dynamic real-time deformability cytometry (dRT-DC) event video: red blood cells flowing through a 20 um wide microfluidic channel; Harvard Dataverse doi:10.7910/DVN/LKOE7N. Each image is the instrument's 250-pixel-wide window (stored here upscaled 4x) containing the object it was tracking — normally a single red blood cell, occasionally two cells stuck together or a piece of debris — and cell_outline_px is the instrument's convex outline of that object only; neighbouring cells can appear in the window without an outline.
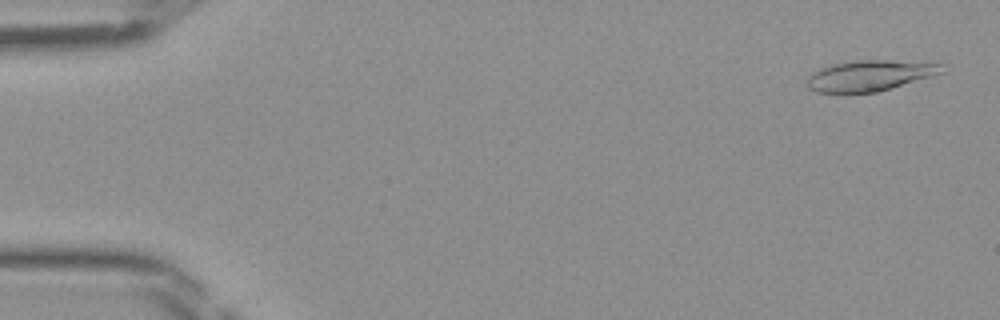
{"species": "Egyptian fruit bat (a non-hibernating species)", "species_latin": "Rousettus aegyptiacus", "temperature_condition": "room temperature", "stored_images_in_passage": 46, "camera_frame_rate_fps": 3000, "um_per_image_px": 0.085, "frame": {"image": 1, "passage_image": 2, "time_ms": 0.333, "image_size_px": [1000, 320], "cell_outline_px": [[948, 64], [944, 72], [932, 76], [876, 92], [844, 96], [816, 92], [808, 88], [808, 76], [812, 72], [820, 68], [832, 64], [852, 60], [888, 60]], "centroid_in_image_um": [73.89, 6.46], "position_along_channel_um": 11.1, "area_um2": 24.97}}
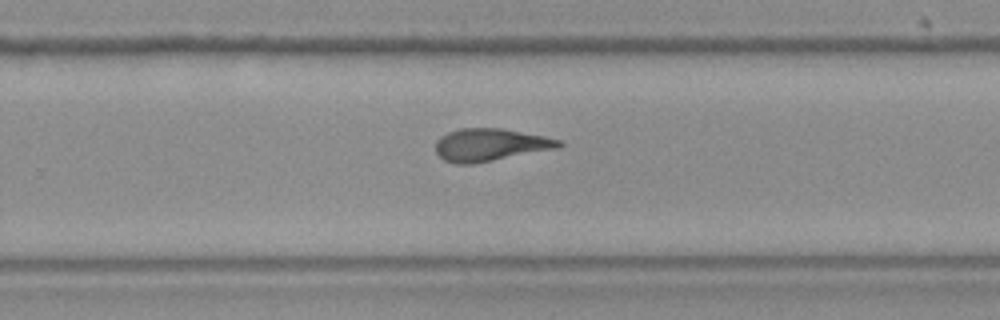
{"frame": {"image": 2, "passage_image": 30, "time_ms": 9.667, "image_size_px": [1000, 320], "cell_outline_px": [[564, 144], [560, 148], [476, 164], [456, 164], [444, 160], [436, 152], [436, 140], [440, 136], [448, 132], [460, 128], [500, 128], [544, 136], [560, 140]], "centroid_in_image_um": [41.68, 12.32], "position_along_channel_um": 288.1, "area_um2": 23.64}}
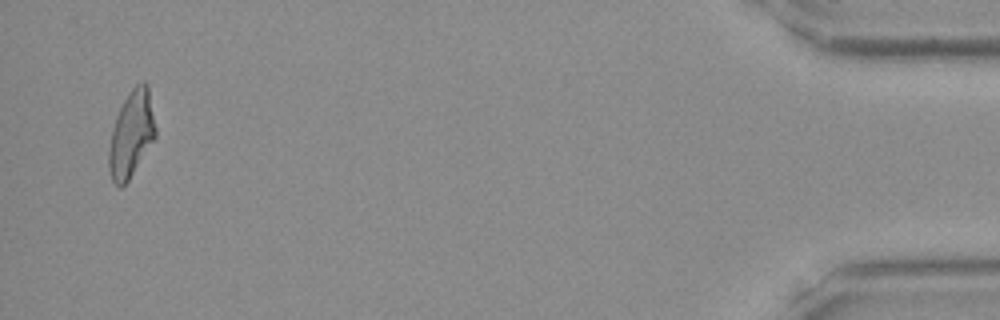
{"frame": {"image": 3, "passage_image": 45, "time_ms": 14.667, "image_size_px": [1000, 320], "cell_outline_px": [[156, 136], [128, 180], [120, 188], [112, 180], [108, 168], [108, 148], [112, 128], [116, 116], [124, 100], [132, 88], [136, 84], [144, 80], [148, 84], [156, 128]], "centroid_in_image_um": [11.16, 11.37], "position_along_channel_um": 424.0, "area_um2": 23.35}}